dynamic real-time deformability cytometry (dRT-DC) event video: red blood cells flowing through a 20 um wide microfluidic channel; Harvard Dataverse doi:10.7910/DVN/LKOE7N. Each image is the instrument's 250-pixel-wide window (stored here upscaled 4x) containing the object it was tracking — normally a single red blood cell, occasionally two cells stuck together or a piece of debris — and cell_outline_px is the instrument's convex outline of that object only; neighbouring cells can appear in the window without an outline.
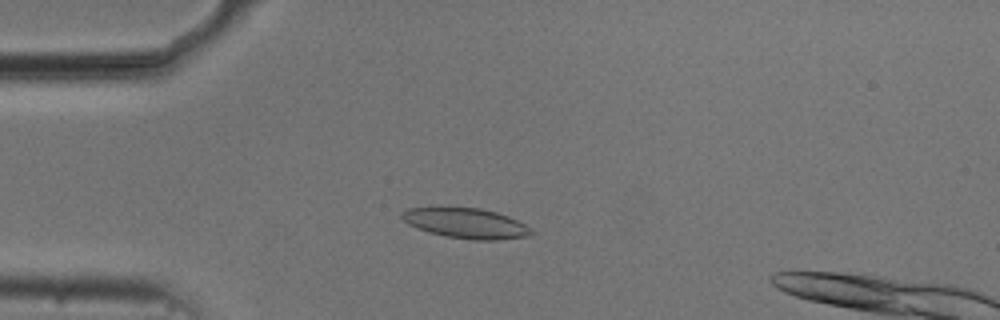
{"species": "common noctule bat (a hibernating species)", "species_latin": "Nyctalus noctula", "temperature_condition": "cold", "stored_images_in_passage": 52, "camera_frame_rate_fps": 3000, "um_per_image_px": 0.085, "animal": {"sex": "male", "body_mass_g": 20.5, "forearm_length_mm": 52.5}, "frame": {"image": 1, "passage_image": 14, "time_ms": 4.333, "image_size_px": [1000, 320], "cell_outline_px": [[536, 232], [528, 236], [496, 240], [476, 240], [448, 236], [416, 228], [408, 224], [400, 216], [400, 212], [408, 208], [480, 208], [496, 212], [508, 216], [524, 224]], "centroid_in_image_um": [39.62, 18.97], "position_along_channel_um": 45.4, "area_um2": 22.43}}
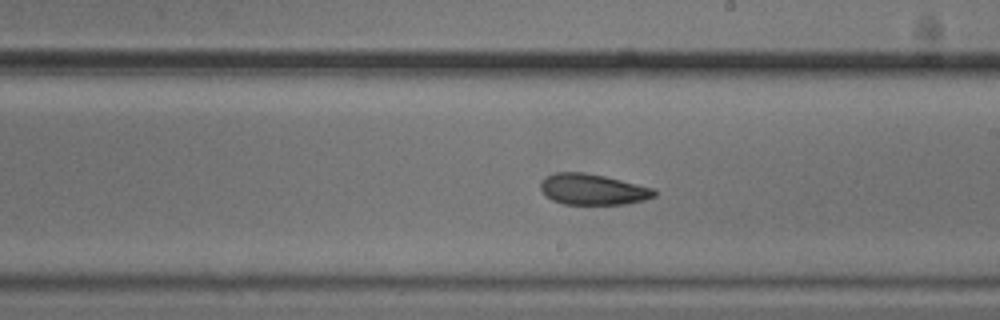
{"frame": {"image": 2, "passage_image": 31, "time_ms": 10.0, "image_size_px": [1000, 320], "cell_outline_px": [[656, 196], [644, 200], [624, 204], [564, 204], [552, 200], [540, 188], [540, 180], [544, 176], [556, 172], [584, 172], [604, 176], [656, 188]], "centroid_in_image_um": [50.39, 16.09], "position_along_channel_um": 238.6, "area_um2": 20.58}}
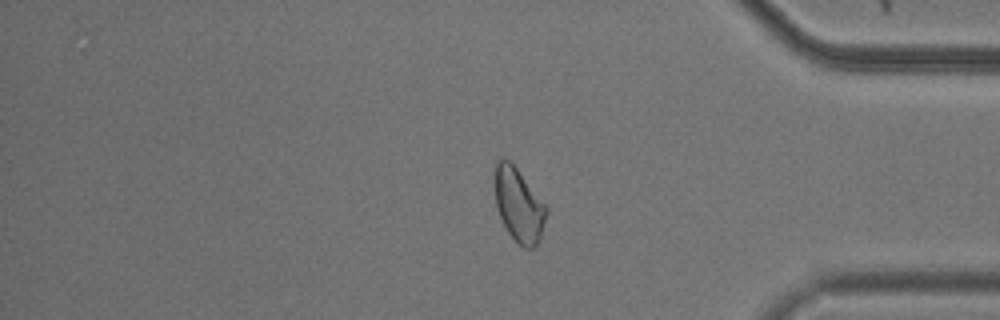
{"frame": {"image": 3, "passage_image": 45, "time_ms": 14.667, "image_size_px": [1000, 320], "cell_outline_px": [[548, 212], [540, 240], [532, 248], [524, 248], [508, 232], [500, 216], [496, 204], [496, 164], [504, 156], [516, 168], [548, 208]], "centroid_in_image_um": [44.13, 17.46], "position_along_channel_um": 391.1, "area_um2": 21.5}, "authors_computed_cell_mechanics": {"area_um2": 22.0218, "velocity_mm_per_s": 3.7212, "shape_relaxation_time_tau1_ms": 8.6401, "shape_relaxation_time_tau2_ms": 4.4274, "deformation_change_tau1": 0.1585, "deformation_change_tau2": 0.1091}}